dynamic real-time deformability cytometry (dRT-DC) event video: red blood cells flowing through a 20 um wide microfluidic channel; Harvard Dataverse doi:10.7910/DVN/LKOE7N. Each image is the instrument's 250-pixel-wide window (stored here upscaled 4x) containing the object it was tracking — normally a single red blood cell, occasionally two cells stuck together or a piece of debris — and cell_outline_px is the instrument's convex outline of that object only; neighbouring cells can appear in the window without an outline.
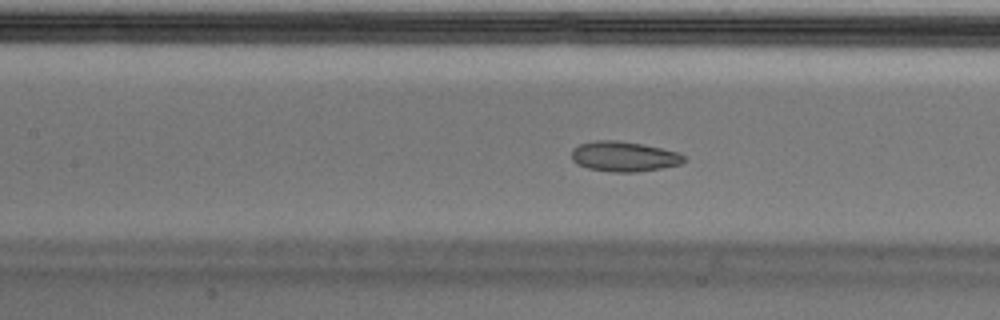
{"species": "Egyptian fruit bat (a non-hibernating species)", "species_latin": "Rousettus aegyptiacus", "temperature_condition": "cold", "stored_images_in_passage": 56, "camera_frame_rate_fps": 3000, "um_per_image_px": 0.085, "animal": {"sex": "male"}, "frame": {"image": 1, "passage_image": 25, "time_ms": 8.0, "image_size_px": [1000, 320], "cell_outline_px": [[688, 156], [680, 164], [660, 168], [636, 172], [612, 172], [588, 168], [576, 164], [572, 160], [572, 148], [580, 144], [596, 140], [616, 140], [644, 144], [676, 152]], "centroid_in_image_um": [53.01, 13.3], "position_along_channel_um": 154.4, "area_um2": 19.71}}
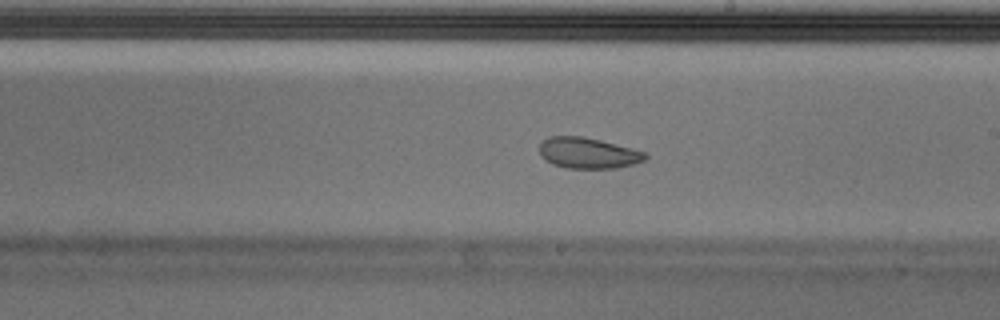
{"frame": {"image": 2, "passage_image": 32, "time_ms": 10.333, "image_size_px": [1000, 320], "cell_outline_px": [[648, 156], [644, 160], [632, 164], [616, 168], [568, 168], [552, 164], [544, 160], [540, 156], [540, 144], [548, 136], [584, 136], [648, 152]], "centroid_in_image_um": [49.98, 13.0], "position_along_channel_um": 239.0, "area_um2": 19.13}}
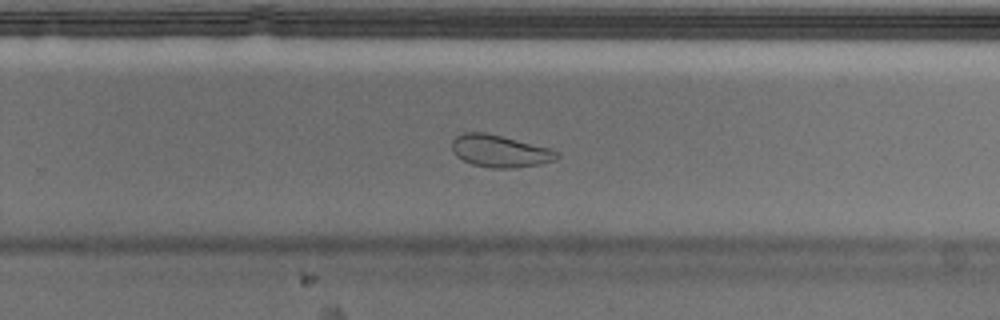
{"frame": {"image": 3, "passage_image": 36, "time_ms": 11.667, "image_size_px": [1000, 320], "cell_outline_px": [[560, 156], [552, 160], [540, 164], [512, 168], [492, 168], [472, 164], [456, 156], [452, 152], [452, 140], [456, 136], [464, 132], [484, 132], [552, 148], [560, 152]], "centroid_in_image_um": [42.49, 12.84], "position_along_channel_um": 287.3, "area_um2": 19.71}, "authors_computed_cell_mechanics": {"area_um2": 21.1259, "velocity_mm_per_s": 3.6387, "shape_relaxation_time_tau1_ms": null, "shape_relaxation_time_tau2_ms": 1.2065, "deformation_change_tau1": null, "deformation_change_tau2": 0.0425}}